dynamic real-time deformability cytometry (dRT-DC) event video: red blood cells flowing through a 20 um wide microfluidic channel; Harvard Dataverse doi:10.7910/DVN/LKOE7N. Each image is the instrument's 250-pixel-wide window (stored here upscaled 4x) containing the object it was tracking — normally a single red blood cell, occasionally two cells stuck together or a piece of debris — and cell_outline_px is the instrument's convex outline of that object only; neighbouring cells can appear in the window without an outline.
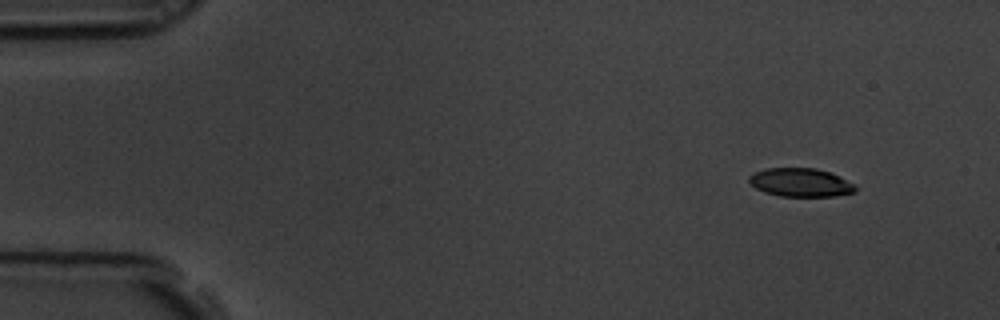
{"species": "common noctule bat (a hibernating species)", "species_latin": "Nyctalus noctula", "temperature_condition": "room temperature", "stored_images_in_passage": 6, "camera_frame_rate_fps": 3000, "um_per_image_px": 0.085, "animal": {"sex": "male", "body_mass_g": 19.5, "forearm_length_mm": 54.6}, "frame": {"image": 1, "passage_image": 1, "time_ms": 0.0, "image_size_px": [1000, 320], "cell_outline_px": [[856, 192], [832, 196], [780, 196], [764, 192], [756, 188], [748, 180], [748, 176], [764, 168], [816, 168], [840, 176], [856, 184]], "centroid_in_image_um": [68.06, 15.51], "position_along_channel_um": 16.9, "area_um2": 17.69}}
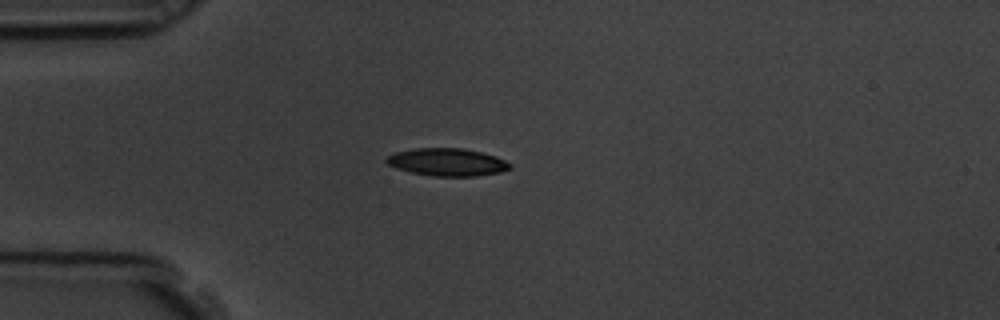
{"frame": {"image": 2, "passage_image": 4, "time_ms": 1.0, "image_size_px": [1000, 320], "cell_outline_px": [[512, 168], [500, 172], [476, 176], [432, 176], [412, 172], [396, 168], [388, 164], [384, 160], [388, 156], [396, 152], [412, 148], [464, 148], [496, 156], [512, 164]], "centroid_in_image_um": [38.02, 13.78], "position_along_channel_um": 47.0, "area_um2": 19.88}}
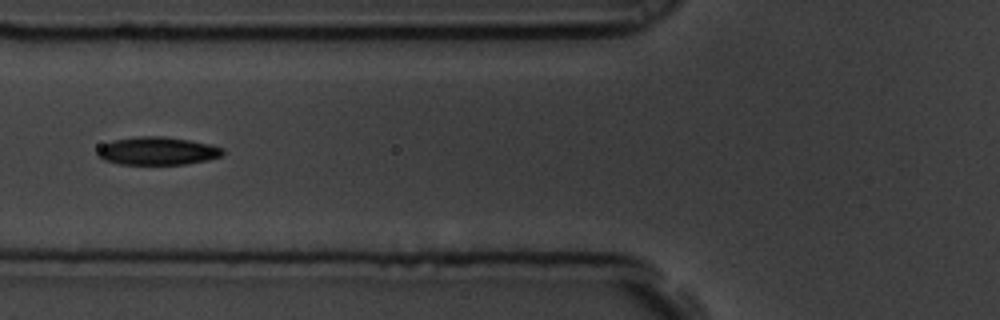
{"frame": {"image": 3, "passage_image": 6, "time_ms": 1.667, "image_size_px": [1000, 320], "cell_outline_px": [[224, 152], [220, 156], [208, 160], [184, 164], [120, 164], [104, 160], [96, 156], [96, 152], [104, 144], [112, 140], [140, 136], [164, 136], [188, 140], [208, 144], [224, 148]], "centroid_in_image_um": [13.36, 12.83], "position_along_channel_um": 112.4, "area_um2": 20.35}}